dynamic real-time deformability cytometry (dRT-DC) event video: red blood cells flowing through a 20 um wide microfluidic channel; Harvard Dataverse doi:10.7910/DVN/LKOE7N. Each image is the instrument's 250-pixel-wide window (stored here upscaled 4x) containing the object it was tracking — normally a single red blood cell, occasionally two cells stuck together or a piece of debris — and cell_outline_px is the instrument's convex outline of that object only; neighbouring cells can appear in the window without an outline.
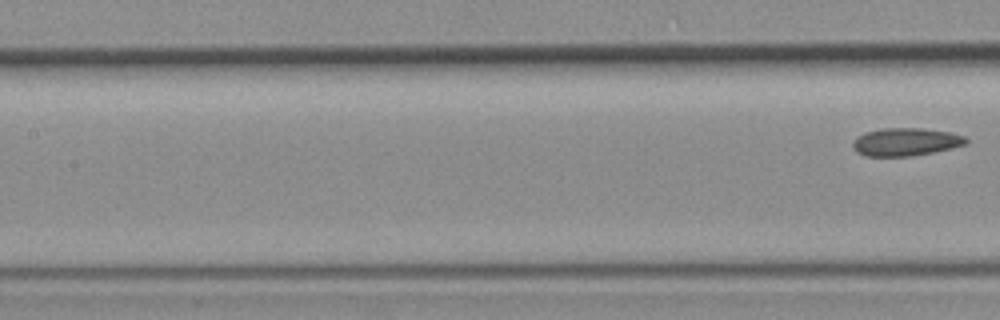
{"species": "common noctule bat (a hibernating species)", "species_latin": "Nyctalus noctula", "temperature_condition": "room temperature", "stored_images_in_passage": 6, "segment_of_instrument_passage": [2, 2], "camera_frame_rate_fps": 3000, "um_per_image_px": 0.085, "animal": {"sex": "female", "body_mass_g": 19.3, "forearm_length_mm": 54.1}, "frame": {"image": 1, "passage_image": 6, "time_ms": 6.667, "image_size_px": [1000, 320], "cell_outline_px": [[968, 144], [952, 148], [912, 156], [864, 156], [856, 152], [852, 148], [852, 140], [856, 136], [864, 132], [880, 128], [920, 128], [948, 132], [964, 136], [968, 140]], "centroid_in_image_um": [76.92, 12.06], "position_along_channel_um": 130.5, "area_um2": 18.61}}